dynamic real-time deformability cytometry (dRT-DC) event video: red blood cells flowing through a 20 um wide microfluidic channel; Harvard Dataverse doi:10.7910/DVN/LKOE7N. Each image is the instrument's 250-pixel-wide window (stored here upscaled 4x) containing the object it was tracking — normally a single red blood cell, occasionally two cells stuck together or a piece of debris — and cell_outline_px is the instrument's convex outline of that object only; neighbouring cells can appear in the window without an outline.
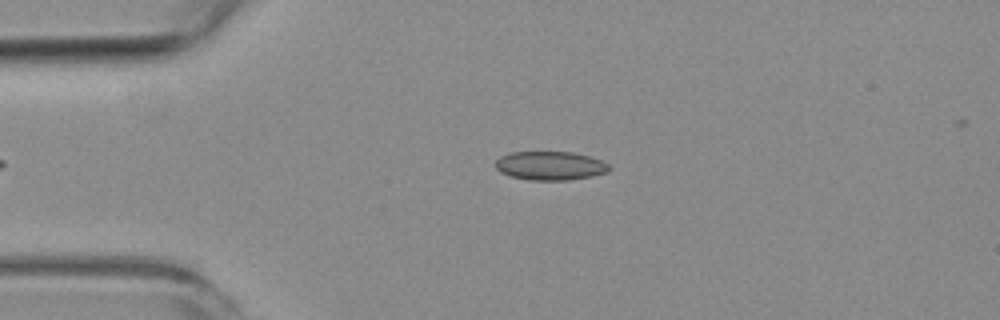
{"species": "common noctule bat (a hibernating species)", "species_latin": "Nyctalus noctula", "temperature_condition": "room temperature", "stored_images_in_passage": 6, "camera_frame_rate_fps": 3000, "um_per_image_px": 0.085, "animal": {"sex": "female", "body_mass_g": 19.3, "forearm_length_mm": 54.1}, "frame": {"image": 1, "passage_image": 4, "time_ms": 3.667, "image_size_px": [1000, 320], "cell_outline_px": [[612, 168], [608, 172], [592, 176], [568, 180], [528, 180], [512, 176], [500, 172], [496, 168], [496, 160], [500, 156], [508, 152], [572, 152], [588, 156], [600, 160], [608, 164]], "centroid_in_image_um": [46.76, 14.08], "position_along_channel_um": 38.2, "area_um2": 19.07}}
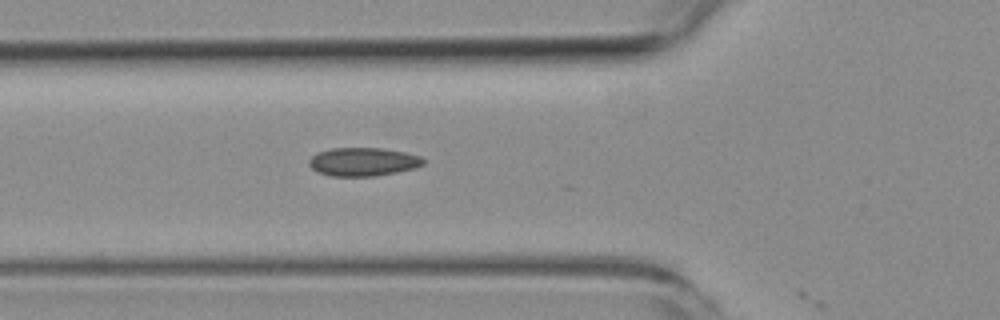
{"frame": {"image": 2, "passage_image": 6, "time_ms": 6.0, "image_size_px": [1000, 320], "cell_outline_px": [[424, 164], [416, 168], [376, 176], [332, 176], [320, 172], [312, 168], [308, 164], [308, 160], [316, 152], [332, 148], [384, 148], [404, 152], [420, 156], [424, 160]], "centroid_in_image_um": [30.86, 13.74], "position_along_channel_um": 94.9, "area_um2": 18.96}}